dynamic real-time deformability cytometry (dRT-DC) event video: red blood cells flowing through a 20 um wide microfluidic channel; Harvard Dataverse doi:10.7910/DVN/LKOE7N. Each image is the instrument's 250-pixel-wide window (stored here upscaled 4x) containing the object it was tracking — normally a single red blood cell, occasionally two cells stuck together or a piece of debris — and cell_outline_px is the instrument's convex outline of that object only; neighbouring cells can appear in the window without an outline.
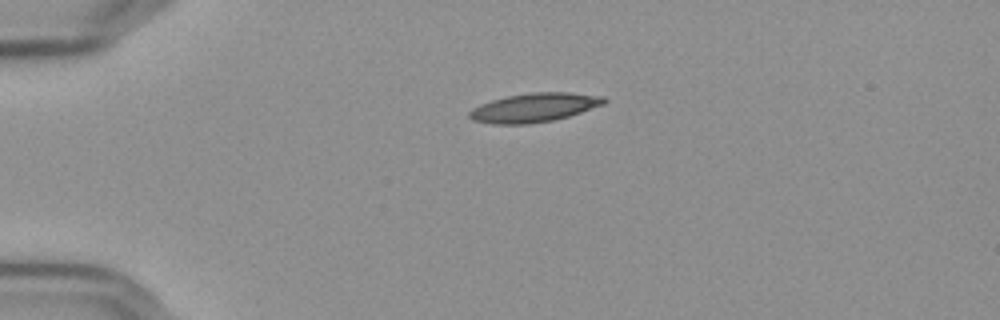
{"species": "Egyptian fruit bat (a non-hibernating species)", "species_latin": "Rousettus aegyptiacus", "temperature_condition": "cold", "stored_images_in_passage": 44, "camera_frame_rate_fps": 3000, "um_per_image_px": 0.085, "frame": {"image": 1, "passage_image": 1, "time_ms": 0.0, "image_size_px": [1000, 320], "cell_outline_px": [[608, 100], [604, 104], [568, 116], [552, 120], [528, 124], [492, 124], [472, 120], [468, 116], [468, 112], [472, 108], [480, 104], [492, 100], [508, 96], [532, 92], [568, 92], [604, 96]], "centroid_in_image_um": [45.39, 9.14], "position_along_channel_um": 39.6, "area_um2": 22.66}}
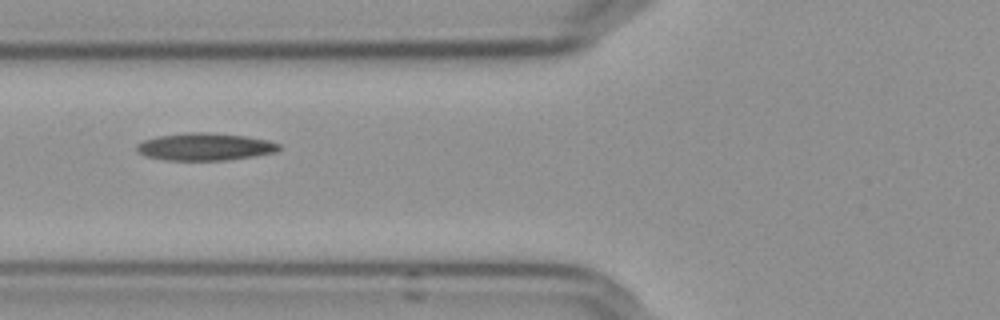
{"frame": {"image": 2, "passage_image": 10, "time_ms": 3.0, "image_size_px": [1000, 320], "cell_outline_px": [[280, 148], [276, 152], [252, 156], [224, 160], [164, 160], [144, 156], [136, 152], [136, 144], [144, 140], [156, 136], [184, 132], [208, 132], [244, 136], [268, 140], [280, 144]], "centroid_in_image_um": [17.35, 12.47], "position_along_channel_um": 108.4, "area_um2": 22.83}}
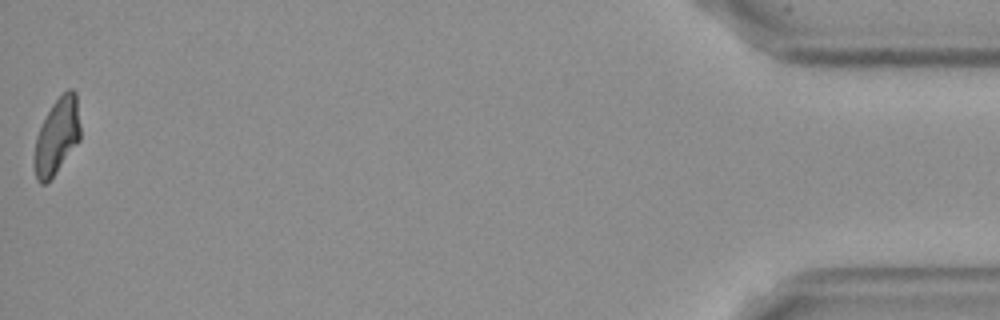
{"frame": {"image": 3, "passage_image": 44, "time_ms": 14.333, "image_size_px": [1000, 320], "cell_outline_px": [[80, 140], [56, 172], [44, 184], [40, 184], [36, 180], [32, 164], [36, 136], [52, 104], [68, 88], [72, 88], [76, 92], [80, 124]], "centroid_in_image_um": [4.82, 11.59], "position_along_channel_um": 430.4, "area_um2": 20.46}, "authors_computed_cell_mechanics": {"area_um2": 22.0218, "velocity_mm_per_s": 3.6097, "shape_relaxation_time_tau1_ms": null, "shape_relaxation_time_tau2_ms": 5.4711, "deformation_change_tau1": null, "deformation_change_tau2": 0.1207}}